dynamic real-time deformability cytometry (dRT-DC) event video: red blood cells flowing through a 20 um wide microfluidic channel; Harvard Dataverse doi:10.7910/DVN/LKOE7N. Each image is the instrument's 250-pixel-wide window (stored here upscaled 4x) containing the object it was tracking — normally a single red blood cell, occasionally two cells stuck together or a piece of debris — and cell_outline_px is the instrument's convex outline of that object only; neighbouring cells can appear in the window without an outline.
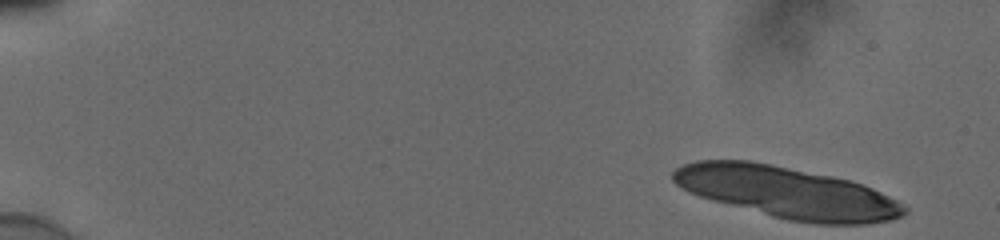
{"species": "human", "species_latin": "Homo sapiens", "temperature_condition": "cold", "stored_images_in_passage": 15, "camera_frame_rate_fps": 3000, "um_per_image_px": 0.085, "donor": {"sex": "male"}, "frame": {"image": 1, "passage_image": 1, "time_ms": 0.0, "image_size_px": [1000, 240], "cell_outline_px": [[908, 212], [904, 216], [892, 220], [868, 224], [816, 224], [788, 220], [772, 216], [712, 200], [688, 192], [676, 184], [672, 180], [672, 172], [676, 168], [684, 164], [696, 160], [752, 160], [852, 180], [872, 188], [896, 200], [908, 208]], "centroid_in_image_um": [66.92, 16.36], "position_along_channel_um": 18.1, "area_um2": 69.53}}